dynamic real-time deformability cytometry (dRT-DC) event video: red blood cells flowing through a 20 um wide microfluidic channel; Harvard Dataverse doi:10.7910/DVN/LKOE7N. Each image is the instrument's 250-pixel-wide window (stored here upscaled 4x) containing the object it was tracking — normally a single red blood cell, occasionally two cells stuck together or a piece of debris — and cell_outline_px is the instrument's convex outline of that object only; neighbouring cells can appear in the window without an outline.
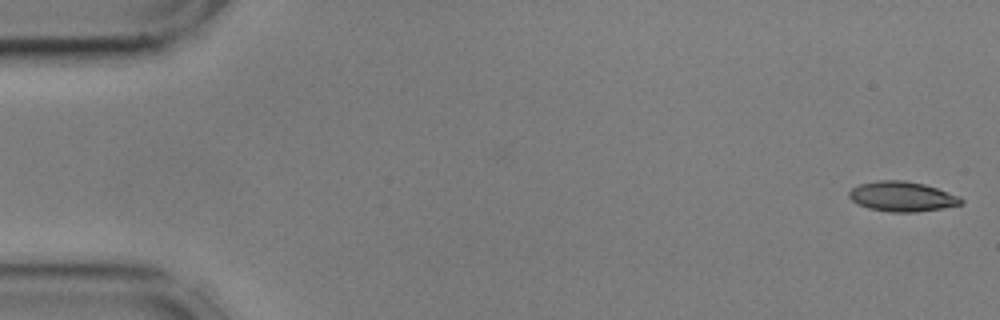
{"species": "common noctule bat (a hibernating species)", "species_latin": "Nyctalus noctula", "temperature_condition": "cold", "stored_images_in_passage": 19, "camera_frame_rate_fps": 3000, "um_per_image_px": 0.085, "animal": {"sex": "male", "body_mass_g": 17.9, "forearm_length_mm": 54.2}, "frame": {"image": 1, "passage_image": 1, "time_ms": 0.0, "image_size_px": [1000, 320], "cell_outline_px": [[964, 204], [916, 212], [892, 212], [868, 208], [852, 200], [848, 196], [848, 192], [852, 188], [860, 184], [876, 180], [904, 180], [924, 184], [960, 196], [964, 200]], "centroid_in_image_um": [76.69, 16.69], "position_along_channel_um": 8.3, "area_um2": 19.48}}
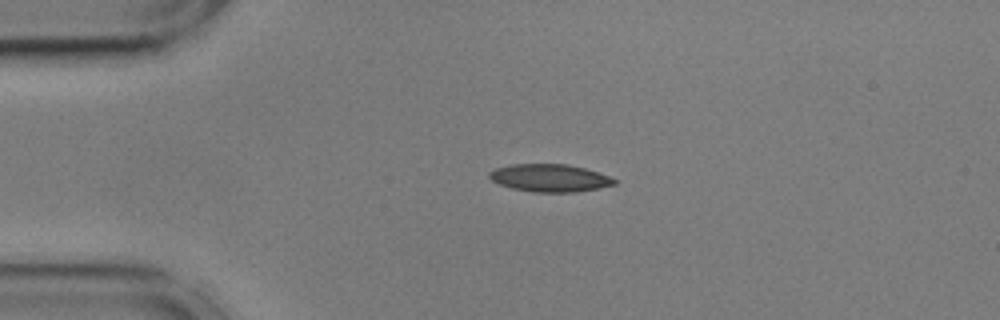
{"frame": {"image": 2, "passage_image": 12, "time_ms": 3.667, "image_size_px": [1000, 320], "cell_outline_px": [[616, 184], [600, 188], [576, 192], [532, 192], [512, 188], [500, 184], [492, 180], [488, 176], [488, 172], [496, 168], [512, 164], [568, 164], [584, 168], [608, 176], [616, 180]], "centroid_in_image_um": [46.72, 15.13], "position_along_channel_um": 38.3, "area_um2": 20.06}}
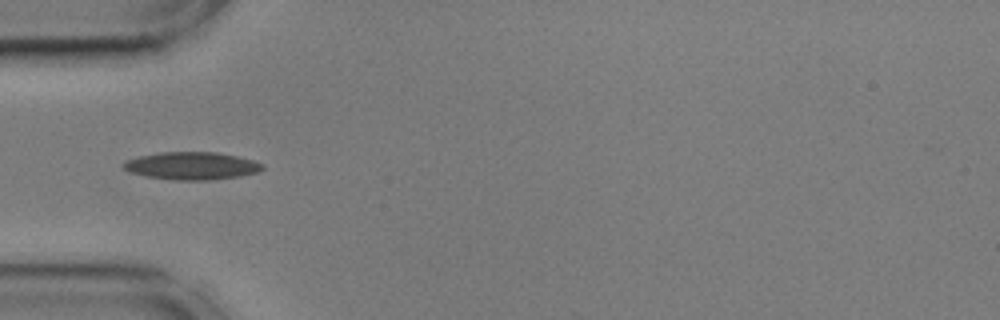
{"frame": {"image": 3, "passage_image": 17, "time_ms": 5.333, "image_size_px": [1000, 320], "cell_outline_px": [[264, 168], [256, 172], [240, 176], [208, 180], [172, 180], [148, 176], [128, 172], [120, 164], [128, 160], [140, 156], [160, 152], [216, 152], [236, 156], [252, 160], [264, 164]], "centroid_in_image_um": [16.28, 14.09], "position_along_channel_um": 68.7, "area_um2": 22.25}}